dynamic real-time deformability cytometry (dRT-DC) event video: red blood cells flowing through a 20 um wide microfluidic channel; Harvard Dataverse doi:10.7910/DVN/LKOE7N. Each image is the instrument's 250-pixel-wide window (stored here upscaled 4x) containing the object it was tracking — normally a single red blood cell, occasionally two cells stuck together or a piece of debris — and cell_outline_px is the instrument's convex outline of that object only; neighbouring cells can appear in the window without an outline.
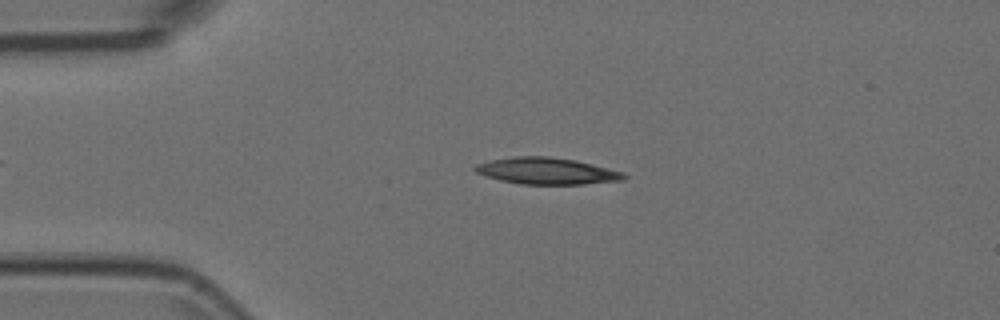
{"species": "Egyptian fruit bat (a non-hibernating species)", "species_latin": "Rousettus aegyptiacus", "temperature_condition": "room temperature", "stored_images_in_passage": 45, "camera_frame_rate_fps": 3000, "um_per_image_px": 0.085, "animal": {"sex": "female"}, "frame": {"image": 1, "passage_image": 11, "time_ms": 3.333, "image_size_px": [1000, 320], "cell_outline_px": [[628, 176], [624, 180], [584, 184], [520, 184], [500, 180], [484, 176], [476, 172], [472, 168], [476, 164], [492, 160], [516, 156], [548, 156], [576, 160], [624, 172]], "centroid_in_image_um": [46.48, 14.53], "position_along_channel_um": 38.5, "area_um2": 23.12}}
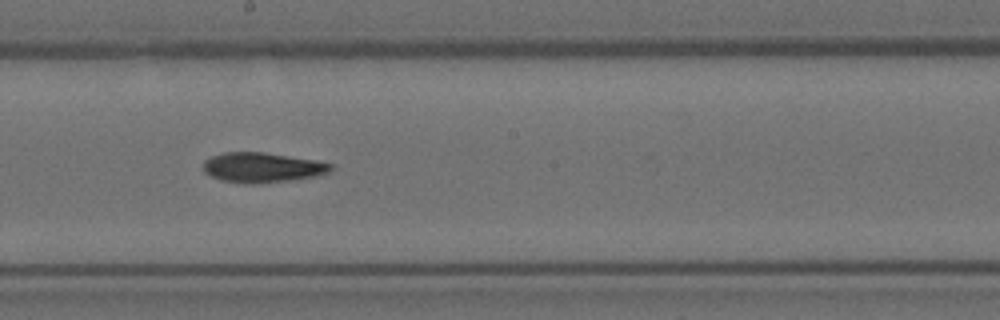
{"frame": {"image": 2, "passage_image": 28, "time_ms": 9.0, "image_size_px": [1000, 320], "cell_outline_px": [[336, 164], [328, 172], [316, 176], [296, 180], [260, 184], [252, 184], [220, 180], [204, 172], [204, 160], [212, 156], [224, 152], [264, 152], [316, 160]], "centroid_in_image_um": [22.33, 14.24], "position_along_channel_um": 225.9, "area_um2": 22.48}}
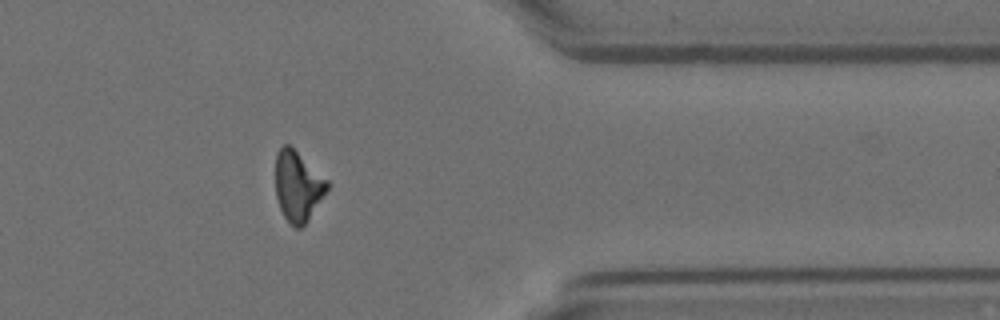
{"frame": {"image": 3, "passage_image": 42, "time_ms": 13.667, "image_size_px": [1000, 320], "cell_outline_px": [[332, 184], [308, 220], [300, 228], [296, 228], [284, 216], [280, 208], [276, 196], [276, 152], [284, 144], [288, 144], [328, 180]], "centroid_in_image_um": [25.33, 15.82], "position_along_channel_um": 386.1, "area_um2": 20.98}}